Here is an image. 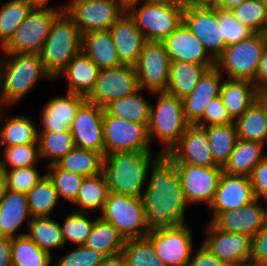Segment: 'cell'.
Instances as JSON below:
<instances>
[{
  "instance_id": "cell-1",
  "label": "cell",
  "mask_w": 267,
  "mask_h": 266,
  "mask_svg": "<svg viewBox=\"0 0 267 266\" xmlns=\"http://www.w3.org/2000/svg\"><path fill=\"white\" fill-rule=\"evenodd\" d=\"M151 176L142 194L149 229L187 224L186 201L174 162L161 154L151 165Z\"/></svg>"
},
{
  "instance_id": "cell-2",
  "label": "cell",
  "mask_w": 267,
  "mask_h": 266,
  "mask_svg": "<svg viewBox=\"0 0 267 266\" xmlns=\"http://www.w3.org/2000/svg\"><path fill=\"white\" fill-rule=\"evenodd\" d=\"M0 107L11 108L38 81H54L45 70L40 53H0Z\"/></svg>"
},
{
  "instance_id": "cell-3",
  "label": "cell",
  "mask_w": 267,
  "mask_h": 266,
  "mask_svg": "<svg viewBox=\"0 0 267 266\" xmlns=\"http://www.w3.org/2000/svg\"><path fill=\"white\" fill-rule=\"evenodd\" d=\"M161 155L152 152L124 151L104 155L102 173L109 192L141 197L152 163Z\"/></svg>"
},
{
  "instance_id": "cell-4",
  "label": "cell",
  "mask_w": 267,
  "mask_h": 266,
  "mask_svg": "<svg viewBox=\"0 0 267 266\" xmlns=\"http://www.w3.org/2000/svg\"><path fill=\"white\" fill-rule=\"evenodd\" d=\"M81 51L82 33L65 11H62L52 22L40 52L44 68L55 79Z\"/></svg>"
},
{
  "instance_id": "cell-5",
  "label": "cell",
  "mask_w": 267,
  "mask_h": 266,
  "mask_svg": "<svg viewBox=\"0 0 267 266\" xmlns=\"http://www.w3.org/2000/svg\"><path fill=\"white\" fill-rule=\"evenodd\" d=\"M157 101L151 104L148 136L150 143L158 141L163 146L161 154L168 153L190 125L184 116L182 99L168 93L155 92Z\"/></svg>"
},
{
  "instance_id": "cell-6",
  "label": "cell",
  "mask_w": 267,
  "mask_h": 266,
  "mask_svg": "<svg viewBox=\"0 0 267 266\" xmlns=\"http://www.w3.org/2000/svg\"><path fill=\"white\" fill-rule=\"evenodd\" d=\"M266 40V33H254L239 43L228 45L215 60V67L228 79L254 82Z\"/></svg>"
},
{
  "instance_id": "cell-7",
  "label": "cell",
  "mask_w": 267,
  "mask_h": 266,
  "mask_svg": "<svg viewBox=\"0 0 267 266\" xmlns=\"http://www.w3.org/2000/svg\"><path fill=\"white\" fill-rule=\"evenodd\" d=\"M99 217L111 223L123 238H142L149 232L141 197L109 192Z\"/></svg>"
},
{
  "instance_id": "cell-8",
  "label": "cell",
  "mask_w": 267,
  "mask_h": 266,
  "mask_svg": "<svg viewBox=\"0 0 267 266\" xmlns=\"http://www.w3.org/2000/svg\"><path fill=\"white\" fill-rule=\"evenodd\" d=\"M60 6L33 7L1 53H40L54 19L65 9Z\"/></svg>"
},
{
  "instance_id": "cell-9",
  "label": "cell",
  "mask_w": 267,
  "mask_h": 266,
  "mask_svg": "<svg viewBox=\"0 0 267 266\" xmlns=\"http://www.w3.org/2000/svg\"><path fill=\"white\" fill-rule=\"evenodd\" d=\"M126 12L147 41L157 42H162L181 24L183 14L180 8L147 4L140 0L128 4Z\"/></svg>"
},
{
  "instance_id": "cell-10",
  "label": "cell",
  "mask_w": 267,
  "mask_h": 266,
  "mask_svg": "<svg viewBox=\"0 0 267 266\" xmlns=\"http://www.w3.org/2000/svg\"><path fill=\"white\" fill-rule=\"evenodd\" d=\"M65 3V13L82 34L109 30L126 12V6L120 0H67Z\"/></svg>"
},
{
  "instance_id": "cell-11",
  "label": "cell",
  "mask_w": 267,
  "mask_h": 266,
  "mask_svg": "<svg viewBox=\"0 0 267 266\" xmlns=\"http://www.w3.org/2000/svg\"><path fill=\"white\" fill-rule=\"evenodd\" d=\"M105 155L115 152H153L148 136V124H138L103 114Z\"/></svg>"
},
{
  "instance_id": "cell-12",
  "label": "cell",
  "mask_w": 267,
  "mask_h": 266,
  "mask_svg": "<svg viewBox=\"0 0 267 266\" xmlns=\"http://www.w3.org/2000/svg\"><path fill=\"white\" fill-rule=\"evenodd\" d=\"M192 236L188 224L155 228L147 235L166 266H187L194 251Z\"/></svg>"
},
{
  "instance_id": "cell-13",
  "label": "cell",
  "mask_w": 267,
  "mask_h": 266,
  "mask_svg": "<svg viewBox=\"0 0 267 266\" xmlns=\"http://www.w3.org/2000/svg\"><path fill=\"white\" fill-rule=\"evenodd\" d=\"M134 67L140 89L147 88L151 94L166 92L169 81L170 59L162 42L147 41Z\"/></svg>"
},
{
  "instance_id": "cell-14",
  "label": "cell",
  "mask_w": 267,
  "mask_h": 266,
  "mask_svg": "<svg viewBox=\"0 0 267 266\" xmlns=\"http://www.w3.org/2000/svg\"><path fill=\"white\" fill-rule=\"evenodd\" d=\"M139 89L134 66L120 65L100 69L95 87L86 100L104 108L111 101L133 94Z\"/></svg>"
},
{
  "instance_id": "cell-15",
  "label": "cell",
  "mask_w": 267,
  "mask_h": 266,
  "mask_svg": "<svg viewBox=\"0 0 267 266\" xmlns=\"http://www.w3.org/2000/svg\"><path fill=\"white\" fill-rule=\"evenodd\" d=\"M187 203L209 207L218 187L223 168L174 163Z\"/></svg>"
},
{
  "instance_id": "cell-16",
  "label": "cell",
  "mask_w": 267,
  "mask_h": 266,
  "mask_svg": "<svg viewBox=\"0 0 267 266\" xmlns=\"http://www.w3.org/2000/svg\"><path fill=\"white\" fill-rule=\"evenodd\" d=\"M182 22L215 60L224 51L225 40L217 18V8L187 6L182 14Z\"/></svg>"
},
{
  "instance_id": "cell-17",
  "label": "cell",
  "mask_w": 267,
  "mask_h": 266,
  "mask_svg": "<svg viewBox=\"0 0 267 266\" xmlns=\"http://www.w3.org/2000/svg\"><path fill=\"white\" fill-rule=\"evenodd\" d=\"M103 114V107L87 100L79 107L70 125L76 147L105 155Z\"/></svg>"
},
{
  "instance_id": "cell-18",
  "label": "cell",
  "mask_w": 267,
  "mask_h": 266,
  "mask_svg": "<svg viewBox=\"0 0 267 266\" xmlns=\"http://www.w3.org/2000/svg\"><path fill=\"white\" fill-rule=\"evenodd\" d=\"M202 244L222 262L250 264L252 237L216 229L210 222Z\"/></svg>"
},
{
  "instance_id": "cell-19",
  "label": "cell",
  "mask_w": 267,
  "mask_h": 266,
  "mask_svg": "<svg viewBox=\"0 0 267 266\" xmlns=\"http://www.w3.org/2000/svg\"><path fill=\"white\" fill-rule=\"evenodd\" d=\"M267 222V207L259 199L235 210L217 214L210 223L228 233H242L253 237Z\"/></svg>"
},
{
  "instance_id": "cell-20",
  "label": "cell",
  "mask_w": 267,
  "mask_h": 266,
  "mask_svg": "<svg viewBox=\"0 0 267 266\" xmlns=\"http://www.w3.org/2000/svg\"><path fill=\"white\" fill-rule=\"evenodd\" d=\"M166 155L174 163L217 167L209 146L206 130L197 125H189L179 141Z\"/></svg>"
},
{
  "instance_id": "cell-21",
  "label": "cell",
  "mask_w": 267,
  "mask_h": 266,
  "mask_svg": "<svg viewBox=\"0 0 267 266\" xmlns=\"http://www.w3.org/2000/svg\"><path fill=\"white\" fill-rule=\"evenodd\" d=\"M255 199L249 177L222 172L208 209H211L213 219L219 213L243 207Z\"/></svg>"
},
{
  "instance_id": "cell-22",
  "label": "cell",
  "mask_w": 267,
  "mask_h": 266,
  "mask_svg": "<svg viewBox=\"0 0 267 266\" xmlns=\"http://www.w3.org/2000/svg\"><path fill=\"white\" fill-rule=\"evenodd\" d=\"M162 43L170 62L182 61L199 65H215V59L183 22Z\"/></svg>"
},
{
  "instance_id": "cell-23",
  "label": "cell",
  "mask_w": 267,
  "mask_h": 266,
  "mask_svg": "<svg viewBox=\"0 0 267 266\" xmlns=\"http://www.w3.org/2000/svg\"><path fill=\"white\" fill-rule=\"evenodd\" d=\"M86 101L83 95L67 93L64 96H55L46 101L40 112L39 120L42 124L38 132H65L70 131L79 107Z\"/></svg>"
},
{
  "instance_id": "cell-24",
  "label": "cell",
  "mask_w": 267,
  "mask_h": 266,
  "mask_svg": "<svg viewBox=\"0 0 267 266\" xmlns=\"http://www.w3.org/2000/svg\"><path fill=\"white\" fill-rule=\"evenodd\" d=\"M222 78L215 66L207 69L192 93L182 99L184 116L190 125H195L202 118L205 107L220 95Z\"/></svg>"
},
{
  "instance_id": "cell-25",
  "label": "cell",
  "mask_w": 267,
  "mask_h": 266,
  "mask_svg": "<svg viewBox=\"0 0 267 266\" xmlns=\"http://www.w3.org/2000/svg\"><path fill=\"white\" fill-rule=\"evenodd\" d=\"M115 44L120 63L135 66L146 38L140 32L135 21L125 12L109 29Z\"/></svg>"
},
{
  "instance_id": "cell-26",
  "label": "cell",
  "mask_w": 267,
  "mask_h": 266,
  "mask_svg": "<svg viewBox=\"0 0 267 266\" xmlns=\"http://www.w3.org/2000/svg\"><path fill=\"white\" fill-rule=\"evenodd\" d=\"M31 219L26 194L5 189L0 197V237L25 235L26 232L22 233L18 229L25 222L28 226Z\"/></svg>"
},
{
  "instance_id": "cell-27",
  "label": "cell",
  "mask_w": 267,
  "mask_h": 266,
  "mask_svg": "<svg viewBox=\"0 0 267 266\" xmlns=\"http://www.w3.org/2000/svg\"><path fill=\"white\" fill-rule=\"evenodd\" d=\"M100 68L83 52L76 54L54 79L66 78L67 93L87 97L95 87Z\"/></svg>"
},
{
  "instance_id": "cell-28",
  "label": "cell",
  "mask_w": 267,
  "mask_h": 266,
  "mask_svg": "<svg viewBox=\"0 0 267 266\" xmlns=\"http://www.w3.org/2000/svg\"><path fill=\"white\" fill-rule=\"evenodd\" d=\"M7 109L10 108L0 107V147L38 143L34 121L26 115L8 117Z\"/></svg>"
},
{
  "instance_id": "cell-29",
  "label": "cell",
  "mask_w": 267,
  "mask_h": 266,
  "mask_svg": "<svg viewBox=\"0 0 267 266\" xmlns=\"http://www.w3.org/2000/svg\"><path fill=\"white\" fill-rule=\"evenodd\" d=\"M258 90L250 80L225 78L220 89V98L230 118L235 121L256 100Z\"/></svg>"
},
{
  "instance_id": "cell-30",
  "label": "cell",
  "mask_w": 267,
  "mask_h": 266,
  "mask_svg": "<svg viewBox=\"0 0 267 266\" xmlns=\"http://www.w3.org/2000/svg\"><path fill=\"white\" fill-rule=\"evenodd\" d=\"M82 51L100 69L114 68L122 65L109 30L83 33Z\"/></svg>"
},
{
  "instance_id": "cell-31",
  "label": "cell",
  "mask_w": 267,
  "mask_h": 266,
  "mask_svg": "<svg viewBox=\"0 0 267 266\" xmlns=\"http://www.w3.org/2000/svg\"><path fill=\"white\" fill-rule=\"evenodd\" d=\"M264 146L266 144L258 141L238 139L223 172L249 177L253 168L267 155Z\"/></svg>"
},
{
  "instance_id": "cell-32",
  "label": "cell",
  "mask_w": 267,
  "mask_h": 266,
  "mask_svg": "<svg viewBox=\"0 0 267 266\" xmlns=\"http://www.w3.org/2000/svg\"><path fill=\"white\" fill-rule=\"evenodd\" d=\"M214 66L182 61L170 62L166 92L183 99L192 93L205 71Z\"/></svg>"
},
{
  "instance_id": "cell-33",
  "label": "cell",
  "mask_w": 267,
  "mask_h": 266,
  "mask_svg": "<svg viewBox=\"0 0 267 266\" xmlns=\"http://www.w3.org/2000/svg\"><path fill=\"white\" fill-rule=\"evenodd\" d=\"M142 89L111 101L104 109L112 116L138 124H149L150 101L141 95Z\"/></svg>"
},
{
  "instance_id": "cell-34",
  "label": "cell",
  "mask_w": 267,
  "mask_h": 266,
  "mask_svg": "<svg viewBox=\"0 0 267 266\" xmlns=\"http://www.w3.org/2000/svg\"><path fill=\"white\" fill-rule=\"evenodd\" d=\"M27 227L26 235L50 255L51 249H61L65 246L60 223L51 216L32 217Z\"/></svg>"
},
{
  "instance_id": "cell-35",
  "label": "cell",
  "mask_w": 267,
  "mask_h": 266,
  "mask_svg": "<svg viewBox=\"0 0 267 266\" xmlns=\"http://www.w3.org/2000/svg\"><path fill=\"white\" fill-rule=\"evenodd\" d=\"M104 156L94 150L74 147L67 155L62 157L56 165L60 169L93 177L102 173Z\"/></svg>"
},
{
  "instance_id": "cell-36",
  "label": "cell",
  "mask_w": 267,
  "mask_h": 266,
  "mask_svg": "<svg viewBox=\"0 0 267 266\" xmlns=\"http://www.w3.org/2000/svg\"><path fill=\"white\" fill-rule=\"evenodd\" d=\"M206 130L209 146L217 166L224 167L238 141L235 123L203 127Z\"/></svg>"
},
{
  "instance_id": "cell-37",
  "label": "cell",
  "mask_w": 267,
  "mask_h": 266,
  "mask_svg": "<svg viewBox=\"0 0 267 266\" xmlns=\"http://www.w3.org/2000/svg\"><path fill=\"white\" fill-rule=\"evenodd\" d=\"M234 123L239 139L267 144V119L257 100Z\"/></svg>"
},
{
  "instance_id": "cell-38",
  "label": "cell",
  "mask_w": 267,
  "mask_h": 266,
  "mask_svg": "<svg viewBox=\"0 0 267 266\" xmlns=\"http://www.w3.org/2000/svg\"><path fill=\"white\" fill-rule=\"evenodd\" d=\"M109 188L103 173L85 177L79 190L76 200L72 203L77 206L78 212L102 211L104 203L107 200Z\"/></svg>"
},
{
  "instance_id": "cell-39",
  "label": "cell",
  "mask_w": 267,
  "mask_h": 266,
  "mask_svg": "<svg viewBox=\"0 0 267 266\" xmlns=\"http://www.w3.org/2000/svg\"><path fill=\"white\" fill-rule=\"evenodd\" d=\"M124 243L125 239L118 230L111 223L98 216L95 218L84 246L106 256L109 253L123 249Z\"/></svg>"
},
{
  "instance_id": "cell-40",
  "label": "cell",
  "mask_w": 267,
  "mask_h": 266,
  "mask_svg": "<svg viewBox=\"0 0 267 266\" xmlns=\"http://www.w3.org/2000/svg\"><path fill=\"white\" fill-rule=\"evenodd\" d=\"M26 196L32 217L50 216L60 200L53 181L47 174L44 175Z\"/></svg>"
},
{
  "instance_id": "cell-41",
  "label": "cell",
  "mask_w": 267,
  "mask_h": 266,
  "mask_svg": "<svg viewBox=\"0 0 267 266\" xmlns=\"http://www.w3.org/2000/svg\"><path fill=\"white\" fill-rule=\"evenodd\" d=\"M33 6L27 0H6L0 7V50L11 40Z\"/></svg>"
},
{
  "instance_id": "cell-42",
  "label": "cell",
  "mask_w": 267,
  "mask_h": 266,
  "mask_svg": "<svg viewBox=\"0 0 267 266\" xmlns=\"http://www.w3.org/2000/svg\"><path fill=\"white\" fill-rule=\"evenodd\" d=\"M38 145L40 157L48 160V166L56 164L74 147V138L70 131L65 132H38Z\"/></svg>"
},
{
  "instance_id": "cell-43",
  "label": "cell",
  "mask_w": 267,
  "mask_h": 266,
  "mask_svg": "<svg viewBox=\"0 0 267 266\" xmlns=\"http://www.w3.org/2000/svg\"><path fill=\"white\" fill-rule=\"evenodd\" d=\"M52 256L38 247L26 234L12 238L13 266H51Z\"/></svg>"
},
{
  "instance_id": "cell-44",
  "label": "cell",
  "mask_w": 267,
  "mask_h": 266,
  "mask_svg": "<svg viewBox=\"0 0 267 266\" xmlns=\"http://www.w3.org/2000/svg\"><path fill=\"white\" fill-rule=\"evenodd\" d=\"M123 251L126 255L127 266H166L147 236L126 239Z\"/></svg>"
},
{
  "instance_id": "cell-45",
  "label": "cell",
  "mask_w": 267,
  "mask_h": 266,
  "mask_svg": "<svg viewBox=\"0 0 267 266\" xmlns=\"http://www.w3.org/2000/svg\"><path fill=\"white\" fill-rule=\"evenodd\" d=\"M45 173L53 181L54 187L58 193L59 199L62 198L73 203L79 193L84 176L60 169L56 164L47 166Z\"/></svg>"
},
{
  "instance_id": "cell-46",
  "label": "cell",
  "mask_w": 267,
  "mask_h": 266,
  "mask_svg": "<svg viewBox=\"0 0 267 266\" xmlns=\"http://www.w3.org/2000/svg\"><path fill=\"white\" fill-rule=\"evenodd\" d=\"M88 216L87 212L78 211L65 216L63 224H60L65 245L69 242L75 246L84 245L95 221Z\"/></svg>"
},
{
  "instance_id": "cell-47",
  "label": "cell",
  "mask_w": 267,
  "mask_h": 266,
  "mask_svg": "<svg viewBox=\"0 0 267 266\" xmlns=\"http://www.w3.org/2000/svg\"><path fill=\"white\" fill-rule=\"evenodd\" d=\"M230 11L239 22L255 33L267 32V11L260 0H246Z\"/></svg>"
},
{
  "instance_id": "cell-48",
  "label": "cell",
  "mask_w": 267,
  "mask_h": 266,
  "mask_svg": "<svg viewBox=\"0 0 267 266\" xmlns=\"http://www.w3.org/2000/svg\"><path fill=\"white\" fill-rule=\"evenodd\" d=\"M3 149L2 166L5 170L33 167L41 159L38 143L0 147Z\"/></svg>"
},
{
  "instance_id": "cell-49",
  "label": "cell",
  "mask_w": 267,
  "mask_h": 266,
  "mask_svg": "<svg viewBox=\"0 0 267 266\" xmlns=\"http://www.w3.org/2000/svg\"><path fill=\"white\" fill-rule=\"evenodd\" d=\"M217 18L222 25V37L225 47L249 38L255 32L248 26L239 22L230 10L217 7Z\"/></svg>"
},
{
  "instance_id": "cell-50",
  "label": "cell",
  "mask_w": 267,
  "mask_h": 266,
  "mask_svg": "<svg viewBox=\"0 0 267 266\" xmlns=\"http://www.w3.org/2000/svg\"><path fill=\"white\" fill-rule=\"evenodd\" d=\"M45 174L41 175L36 166L6 170V189L27 194Z\"/></svg>"
},
{
  "instance_id": "cell-51",
  "label": "cell",
  "mask_w": 267,
  "mask_h": 266,
  "mask_svg": "<svg viewBox=\"0 0 267 266\" xmlns=\"http://www.w3.org/2000/svg\"><path fill=\"white\" fill-rule=\"evenodd\" d=\"M76 247L61 257L59 256L54 266H102L103 254L84 245Z\"/></svg>"
},
{
  "instance_id": "cell-52",
  "label": "cell",
  "mask_w": 267,
  "mask_h": 266,
  "mask_svg": "<svg viewBox=\"0 0 267 266\" xmlns=\"http://www.w3.org/2000/svg\"><path fill=\"white\" fill-rule=\"evenodd\" d=\"M233 122L220 96H217L205 107L202 118L195 125L208 127L212 125H226Z\"/></svg>"
},
{
  "instance_id": "cell-53",
  "label": "cell",
  "mask_w": 267,
  "mask_h": 266,
  "mask_svg": "<svg viewBox=\"0 0 267 266\" xmlns=\"http://www.w3.org/2000/svg\"><path fill=\"white\" fill-rule=\"evenodd\" d=\"M249 179L255 198L267 203V155L253 168Z\"/></svg>"
},
{
  "instance_id": "cell-54",
  "label": "cell",
  "mask_w": 267,
  "mask_h": 266,
  "mask_svg": "<svg viewBox=\"0 0 267 266\" xmlns=\"http://www.w3.org/2000/svg\"><path fill=\"white\" fill-rule=\"evenodd\" d=\"M250 264L267 266V222L252 237Z\"/></svg>"
},
{
  "instance_id": "cell-55",
  "label": "cell",
  "mask_w": 267,
  "mask_h": 266,
  "mask_svg": "<svg viewBox=\"0 0 267 266\" xmlns=\"http://www.w3.org/2000/svg\"><path fill=\"white\" fill-rule=\"evenodd\" d=\"M191 255L187 266H221L222 261L213 255L202 243Z\"/></svg>"
},
{
  "instance_id": "cell-56",
  "label": "cell",
  "mask_w": 267,
  "mask_h": 266,
  "mask_svg": "<svg viewBox=\"0 0 267 266\" xmlns=\"http://www.w3.org/2000/svg\"><path fill=\"white\" fill-rule=\"evenodd\" d=\"M254 84L258 91L267 90V40L256 72Z\"/></svg>"
},
{
  "instance_id": "cell-57",
  "label": "cell",
  "mask_w": 267,
  "mask_h": 266,
  "mask_svg": "<svg viewBox=\"0 0 267 266\" xmlns=\"http://www.w3.org/2000/svg\"><path fill=\"white\" fill-rule=\"evenodd\" d=\"M0 266H13L12 238L0 237Z\"/></svg>"
},
{
  "instance_id": "cell-58",
  "label": "cell",
  "mask_w": 267,
  "mask_h": 266,
  "mask_svg": "<svg viewBox=\"0 0 267 266\" xmlns=\"http://www.w3.org/2000/svg\"><path fill=\"white\" fill-rule=\"evenodd\" d=\"M102 266H127V259L123 249L104 256Z\"/></svg>"
},
{
  "instance_id": "cell-59",
  "label": "cell",
  "mask_w": 267,
  "mask_h": 266,
  "mask_svg": "<svg viewBox=\"0 0 267 266\" xmlns=\"http://www.w3.org/2000/svg\"><path fill=\"white\" fill-rule=\"evenodd\" d=\"M147 4H158V5H165V6H172L175 8H180L183 11L186 9L187 0H140Z\"/></svg>"
},
{
  "instance_id": "cell-60",
  "label": "cell",
  "mask_w": 267,
  "mask_h": 266,
  "mask_svg": "<svg viewBox=\"0 0 267 266\" xmlns=\"http://www.w3.org/2000/svg\"><path fill=\"white\" fill-rule=\"evenodd\" d=\"M187 5L191 7L217 8L218 0H187Z\"/></svg>"
},
{
  "instance_id": "cell-61",
  "label": "cell",
  "mask_w": 267,
  "mask_h": 266,
  "mask_svg": "<svg viewBox=\"0 0 267 266\" xmlns=\"http://www.w3.org/2000/svg\"><path fill=\"white\" fill-rule=\"evenodd\" d=\"M246 0H218V8L230 10Z\"/></svg>"
},
{
  "instance_id": "cell-62",
  "label": "cell",
  "mask_w": 267,
  "mask_h": 266,
  "mask_svg": "<svg viewBox=\"0 0 267 266\" xmlns=\"http://www.w3.org/2000/svg\"><path fill=\"white\" fill-rule=\"evenodd\" d=\"M256 100L262 105L267 119V90L258 91Z\"/></svg>"
},
{
  "instance_id": "cell-63",
  "label": "cell",
  "mask_w": 267,
  "mask_h": 266,
  "mask_svg": "<svg viewBox=\"0 0 267 266\" xmlns=\"http://www.w3.org/2000/svg\"><path fill=\"white\" fill-rule=\"evenodd\" d=\"M5 168L2 166L1 157H0V197L6 189V180H5Z\"/></svg>"
},
{
  "instance_id": "cell-64",
  "label": "cell",
  "mask_w": 267,
  "mask_h": 266,
  "mask_svg": "<svg viewBox=\"0 0 267 266\" xmlns=\"http://www.w3.org/2000/svg\"><path fill=\"white\" fill-rule=\"evenodd\" d=\"M33 7H49L51 0H27Z\"/></svg>"
},
{
  "instance_id": "cell-65",
  "label": "cell",
  "mask_w": 267,
  "mask_h": 266,
  "mask_svg": "<svg viewBox=\"0 0 267 266\" xmlns=\"http://www.w3.org/2000/svg\"><path fill=\"white\" fill-rule=\"evenodd\" d=\"M221 266H249V264L242 262H222Z\"/></svg>"
},
{
  "instance_id": "cell-66",
  "label": "cell",
  "mask_w": 267,
  "mask_h": 266,
  "mask_svg": "<svg viewBox=\"0 0 267 266\" xmlns=\"http://www.w3.org/2000/svg\"><path fill=\"white\" fill-rule=\"evenodd\" d=\"M125 6H127L128 4L134 2V1H138V0H120Z\"/></svg>"
},
{
  "instance_id": "cell-67",
  "label": "cell",
  "mask_w": 267,
  "mask_h": 266,
  "mask_svg": "<svg viewBox=\"0 0 267 266\" xmlns=\"http://www.w3.org/2000/svg\"><path fill=\"white\" fill-rule=\"evenodd\" d=\"M260 1L264 4L266 11H267V0H260Z\"/></svg>"
}]
</instances>
